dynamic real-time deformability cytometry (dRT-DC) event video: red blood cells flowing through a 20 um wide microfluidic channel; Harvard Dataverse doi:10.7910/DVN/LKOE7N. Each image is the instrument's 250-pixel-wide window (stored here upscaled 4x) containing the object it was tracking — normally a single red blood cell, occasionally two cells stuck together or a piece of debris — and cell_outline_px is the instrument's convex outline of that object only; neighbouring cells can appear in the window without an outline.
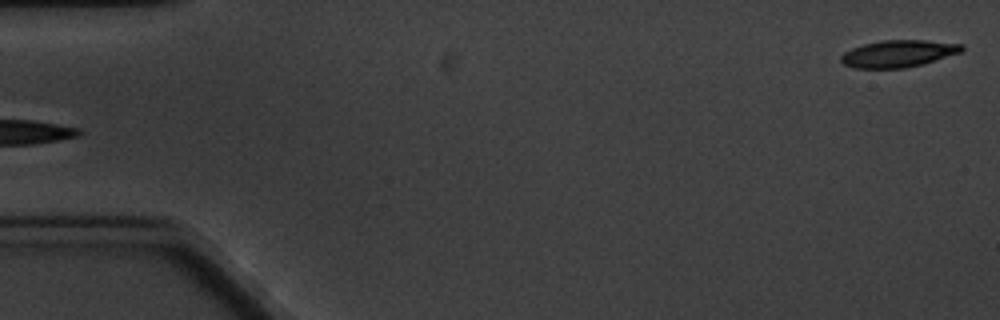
{"species": "common noctule bat (a hibernating species)", "species_latin": "Nyctalus noctula", "temperature_condition": "cold", "stored_images_in_passage": 6, "segment_of_instrument_passage": [2, 2], "camera_frame_rate_fps": 3000, "um_per_image_px": 0.085, "animal": {"sex": "male", "body_mass_g": 20.1, "forearm_length_mm": 53.5}, "frame": {"image": 1, "passage_image": 6, "time_ms": 6.0, "image_size_px": [1000, 320], "cell_outline_px": [[964, 48], [960, 52], [924, 64], [904, 68], [852, 68], [844, 64], [840, 60], [840, 56], [844, 52], [852, 48], [864, 44], [880, 40], [924, 40], [964, 44]], "centroid_in_image_um": [76.34, 4.56], "position_along_channel_um": 8.7, "area_um2": 19.07}}